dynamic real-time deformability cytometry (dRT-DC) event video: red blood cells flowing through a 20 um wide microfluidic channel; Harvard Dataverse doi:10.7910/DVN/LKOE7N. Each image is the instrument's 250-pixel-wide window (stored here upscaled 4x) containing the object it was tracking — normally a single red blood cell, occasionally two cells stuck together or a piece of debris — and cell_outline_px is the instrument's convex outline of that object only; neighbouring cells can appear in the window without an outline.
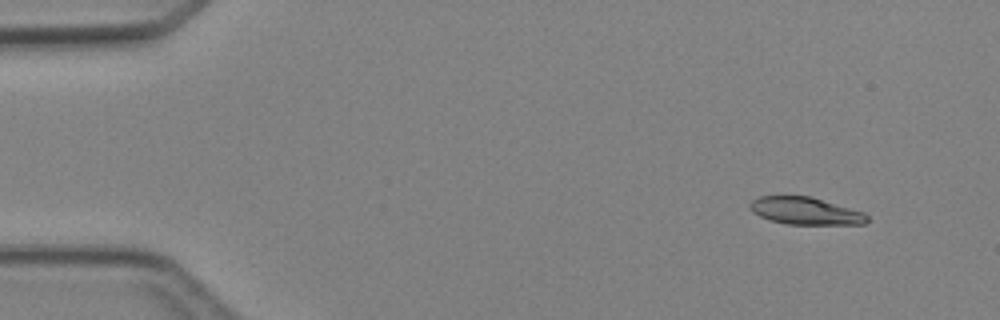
{"species": "Egyptian fruit bat (a non-hibernating species)", "species_latin": "Rousettus aegyptiacus", "temperature_condition": "cold", "stored_images_in_passage": 5, "camera_frame_rate_fps": 3000, "um_per_image_px": 0.085, "animal": {"sex": "female"}, "frame": {"image": 1, "passage_image": 1, "time_ms": 0.0, "image_size_px": [1000, 320], "cell_outline_px": [[868, 220], [864, 224], [788, 224], [768, 220], [752, 212], [748, 204], [752, 200], [760, 196], [808, 196], [864, 212], [868, 216]], "centroid_in_image_um": [68.42, 17.93], "position_along_channel_um": 16.6, "area_um2": 18.5}}
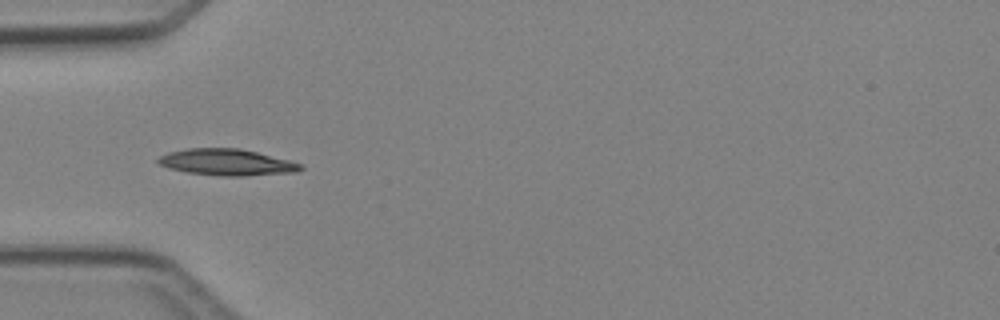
{"frame": {"image": 2, "passage_image": 4, "time_ms": 3.667, "image_size_px": [1000, 320], "cell_outline_px": [[304, 168], [296, 172], [244, 176], [224, 176], [188, 172], [168, 168], [160, 164], [156, 160], [160, 156], [168, 152], [188, 148], [240, 148], [288, 160], [300, 164]], "centroid_in_image_um": [19.26, 13.79], "position_along_channel_um": 65.7, "area_um2": 21.73}}
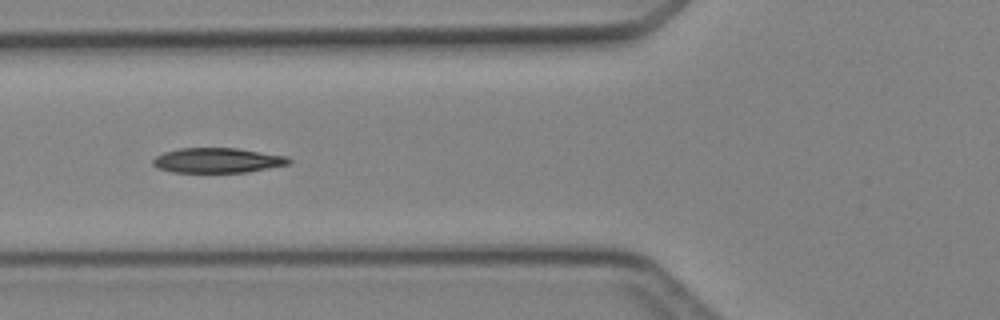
{"frame": {"image": 3, "passage_image": 5, "time_ms": 4.667, "image_size_px": [1000, 320], "cell_outline_px": [[292, 160], [288, 164], [248, 172], [172, 172], [156, 168], [152, 164], [152, 160], [156, 156], [164, 152], [180, 148], [236, 148], [288, 156]], "centroid_in_image_um": [18.47, 13.63], "position_along_channel_um": 107.3, "area_um2": 19.77}}